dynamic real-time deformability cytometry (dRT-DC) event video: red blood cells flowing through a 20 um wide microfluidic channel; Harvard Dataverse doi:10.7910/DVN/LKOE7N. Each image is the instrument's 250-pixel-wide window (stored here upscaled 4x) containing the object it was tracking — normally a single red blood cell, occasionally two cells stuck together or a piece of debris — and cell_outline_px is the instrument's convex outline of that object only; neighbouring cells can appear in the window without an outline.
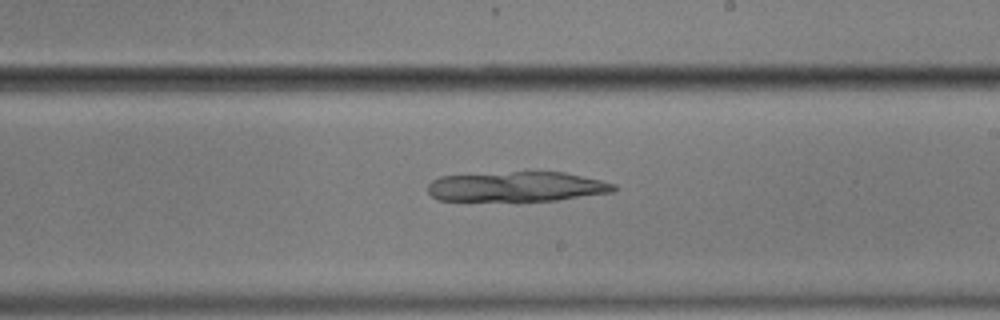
{"species": "common noctule bat (a hibernating species)", "species_latin": "Nyctalus noctula", "temperature_condition": "cold", "stored_images_in_passage": 56, "camera_frame_rate_fps": 3000, "um_per_image_px": 0.085, "animal": {"sex": "male", "body_mass_g": 17.9}, "frame": {"image": 1, "passage_image": 33, "time_ms": 10.667, "image_size_px": [1000, 320], "cell_outline_px": [[616, 188], [612, 192], [556, 200], [520, 204], [516, 204], [436, 200], [428, 192], [428, 184], [432, 180], [440, 176], [512, 172], [564, 172], [600, 180], [616, 184]], "centroid_in_image_um": [43.85, 15.92], "position_along_channel_um": 245.1, "area_um2": 33.81}}